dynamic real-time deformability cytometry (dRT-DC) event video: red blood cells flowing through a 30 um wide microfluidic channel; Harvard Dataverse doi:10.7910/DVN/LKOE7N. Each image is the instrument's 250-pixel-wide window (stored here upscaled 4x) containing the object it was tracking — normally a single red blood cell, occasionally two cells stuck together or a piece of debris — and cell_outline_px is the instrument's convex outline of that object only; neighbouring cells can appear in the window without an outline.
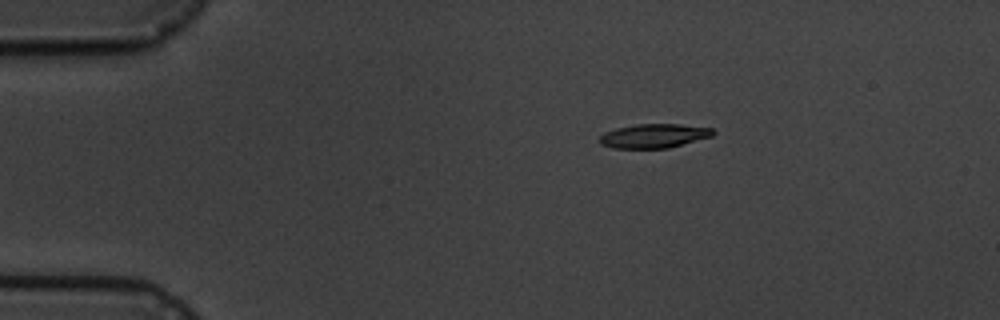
{"species": "common noctule bat (a hibernating species)", "species_latin": "Nyctalus noctula", "temperature_condition": "cold", "stored_images_in_passage": 5, "camera_frame_rate_fps": 3000, "um_per_image_px": 0.085, "animal": {"sex": "male", "body_mass_g": 19.5, "forearm_length_mm": 54.6}, "frame": {"image": 1, "passage_image": 1, "time_ms": 0.0, "image_size_px": [1000, 320], "cell_outline_px": [[716, 132], [712, 136], [668, 148], [612, 148], [600, 144], [600, 136], [604, 132], [616, 128], [636, 124], [680, 124], [712, 128]], "centroid_in_image_um": [55.57, 11.54], "position_along_channel_um": 29.4, "area_um2": 15.9}}
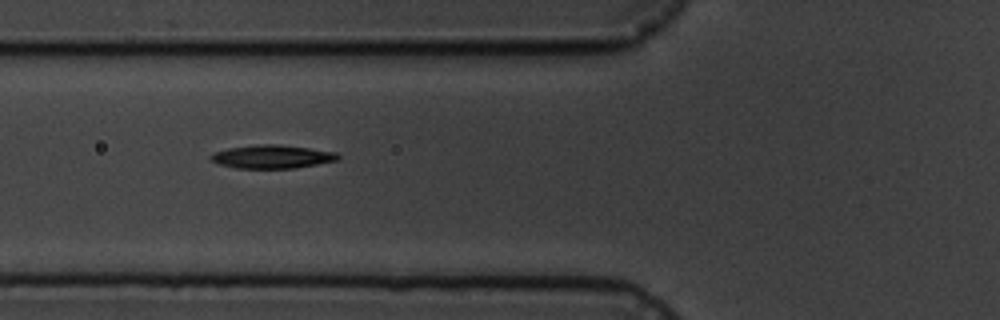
{"frame": {"image": 2, "passage_image": 4, "time_ms": 3.667, "image_size_px": [1000, 320], "cell_outline_px": [[340, 156], [336, 160], [296, 168], [236, 168], [220, 164], [212, 160], [208, 156], [212, 152], [228, 148], [260, 144], [276, 144], [308, 148], [336, 152]], "centroid_in_image_um": [23.09, 13.31], "position_along_channel_um": 102.7, "area_um2": 17.17}}
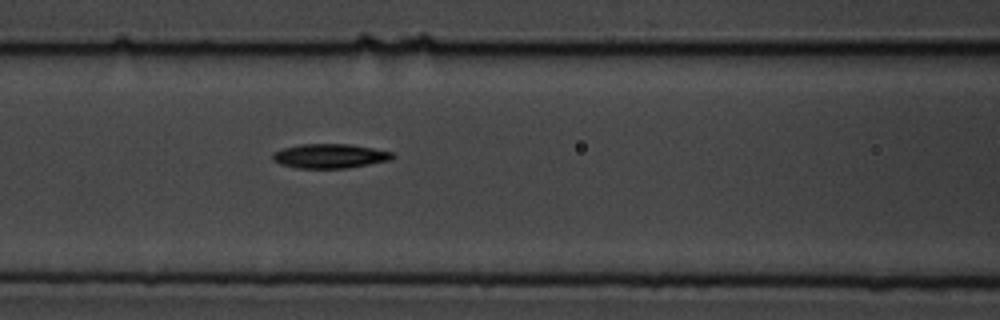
{"frame": {"image": 3, "passage_image": 5, "time_ms": 4.667, "image_size_px": [1000, 320], "cell_outline_px": [[396, 156], [388, 160], [348, 168], [296, 168], [280, 164], [272, 160], [272, 152], [280, 148], [300, 144], [348, 144], [372, 148], [392, 152]], "centroid_in_image_um": [27.96, 13.26], "position_along_channel_um": 138.6, "area_um2": 17.05}}